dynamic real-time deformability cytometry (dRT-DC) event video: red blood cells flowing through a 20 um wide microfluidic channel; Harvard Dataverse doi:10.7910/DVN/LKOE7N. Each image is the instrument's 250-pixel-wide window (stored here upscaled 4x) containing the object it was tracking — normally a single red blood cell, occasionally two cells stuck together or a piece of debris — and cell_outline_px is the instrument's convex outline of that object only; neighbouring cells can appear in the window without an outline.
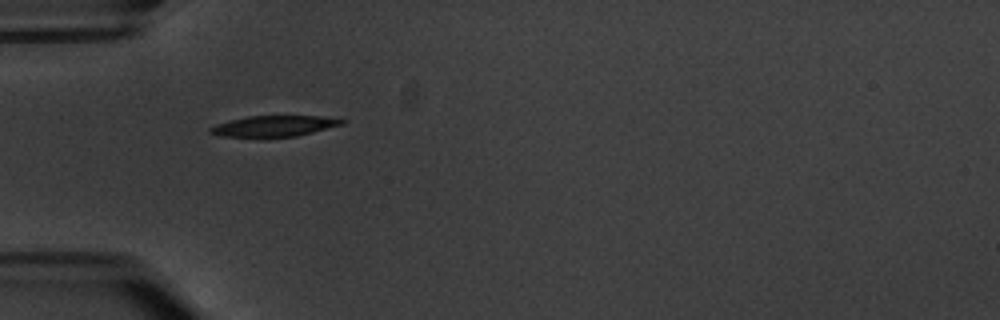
{"species": "common noctule bat (a hibernating species)", "species_latin": "Nyctalus noctula", "temperature_condition": "warm", "stored_images_in_passage": 2, "camera_frame_rate_fps": 3000, "um_per_image_px": 0.085, "animal": {"sex": "male", "body_mass_g": 20.1, "forearm_length_mm": 53.5}, "frame": {"image": 1, "passage_image": 1, "time_ms": 0.0, "image_size_px": [1000, 320], "cell_outline_px": [[348, 120], [344, 124], [296, 136], [268, 140], [260, 140], [220, 136], [208, 132], [208, 128], [216, 124], [248, 116], [320, 116]], "centroid_in_image_um": [23.22, 10.77], "position_along_channel_um": 61.8, "area_um2": 16.88}}